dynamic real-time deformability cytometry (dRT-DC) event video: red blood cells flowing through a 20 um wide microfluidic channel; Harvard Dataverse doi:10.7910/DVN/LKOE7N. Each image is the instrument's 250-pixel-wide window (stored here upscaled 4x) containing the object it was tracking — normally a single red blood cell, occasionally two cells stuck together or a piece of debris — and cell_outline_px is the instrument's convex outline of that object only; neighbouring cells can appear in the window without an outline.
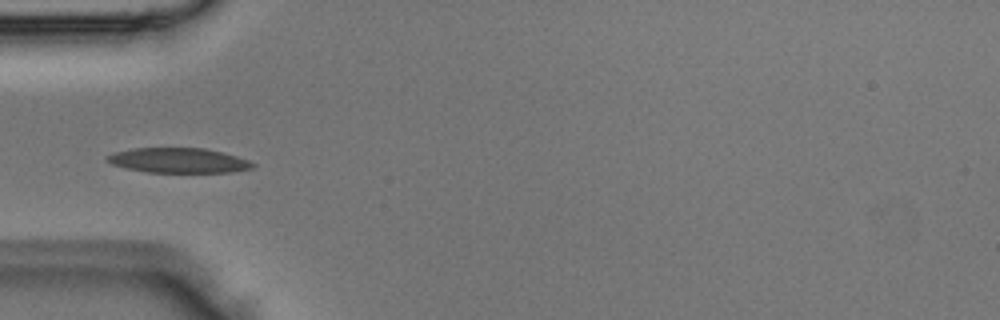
{"species": "Egyptian fruit bat (a non-hibernating species)", "species_latin": "Rousettus aegyptiacus", "temperature_condition": "room temperature", "stored_images_in_passage": 4, "camera_frame_rate_fps": 3000, "um_per_image_px": 0.085, "animal": {"sex": "male"}, "frame": {"image": 1, "passage_image": 3, "time_ms": 0.667, "image_size_px": [1000, 320], "cell_outline_px": [[256, 164], [252, 168], [232, 172], [148, 172], [128, 168], [112, 164], [104, 160], [104, 156], [112, 152], [132, 148], [204, 148], [236, 156], [248, 160]], "centroid_in_image_um": [15.11, 13.63], "position_along_channel_um": 69.9, "area_um2": 21.1}}
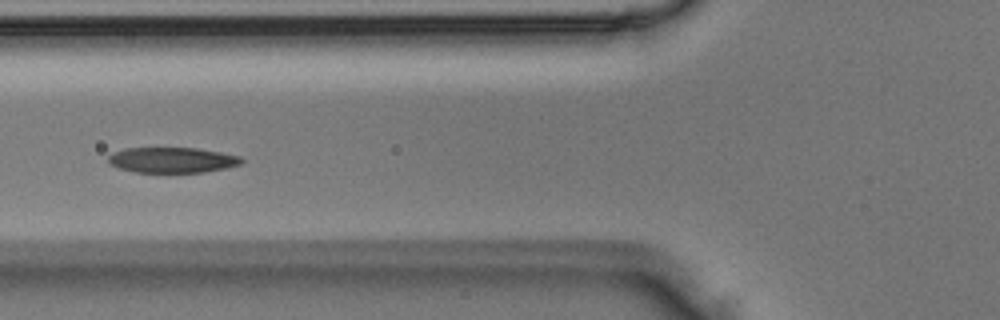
{"frame": {"image": 2, "passage_image": 4, "time_ms": 1.0, "image_size_px": [1000, 320], "cell_outline_px": [[244, 160], [240, 164], [224, 168], [204, 172], [136, 172], [120, 168], [108, 164], [108, 156], [112, 152], [124, 148], [196, 148], [220, 152], [240, 156]], "centroid_in_image_um": [14.6, 13.59], "position_along_channel_um": 111.2, "area_um2": 19.71}}